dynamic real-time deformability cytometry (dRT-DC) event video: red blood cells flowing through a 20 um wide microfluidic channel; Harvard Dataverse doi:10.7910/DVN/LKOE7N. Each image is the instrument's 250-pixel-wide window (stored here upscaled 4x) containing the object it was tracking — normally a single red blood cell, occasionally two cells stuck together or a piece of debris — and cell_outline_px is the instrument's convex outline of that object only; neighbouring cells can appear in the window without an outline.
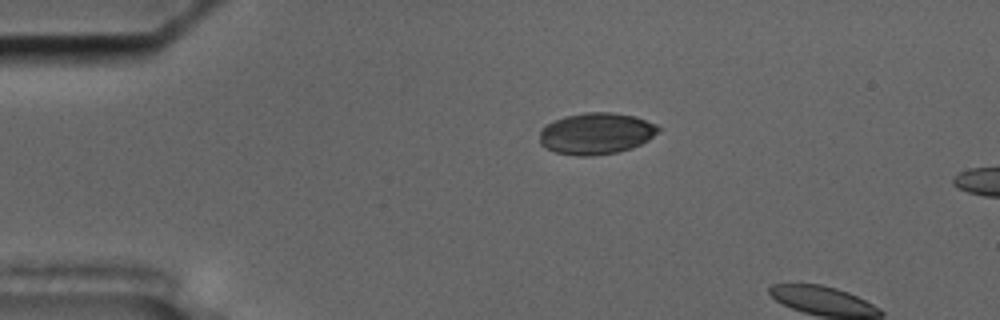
{"species": "common noctule bat (a hibernating species)", "species_latin": "Nyctalus noctula", "temperature_condition": "cold", "stored_images_in_passage": 14, "camera_frame_rate_fps": 3000, "um_per_image_px": 0.085, "animal": {"sex": "male", "body_mass_g": 17.5, "forearm_length_mm": 52.3}, "frame": {"image": 1, "passage_image": 12, "time_ms": 3.667, "image_size_px": [1000, 320], "cell_outline_px": [[660, 128], [648, 140], [632, 148], [616, 152], [592, 156], [576, 156], [556, 152], [540, 144], [540, 128], [564, 116], [584, 112], [612, 112], [636, 116], [656, 124]], "centroid_in_image_um": [50.66, 11.34], "position_along_channel_um": 34.3, "area_um2": 28.67}}